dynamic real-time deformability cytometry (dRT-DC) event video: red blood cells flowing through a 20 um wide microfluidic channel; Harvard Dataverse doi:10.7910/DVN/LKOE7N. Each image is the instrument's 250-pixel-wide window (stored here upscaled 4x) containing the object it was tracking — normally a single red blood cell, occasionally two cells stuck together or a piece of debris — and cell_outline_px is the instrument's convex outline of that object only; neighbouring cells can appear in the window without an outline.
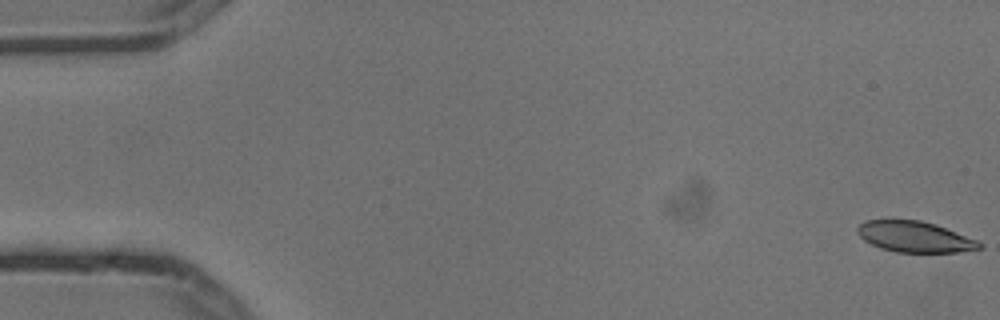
{"species": "common noctule bat (a hibernating species)", "species_latin": "Nyctalus noctula", "temperature_condition": "cold", "stored_images_in_passage": 4, "camera_frame_rate_fps": 3000, "um_per_image_px": 0.085, "animal": {"sex": "male", "body_mass_g": 13.3}, "frame": {"image": 1, "passage_image": 1, "time_ms": 0.0, "image_size_px": [1000, 320], "cell_outline_px": [[984, 248], [960, 252], [896, 252], [880, 248], [864, 240], [856, 232], [856, 228], [864, 220], [920, 220], [936, 224], [976, 240], [984, 244]], "centroid_in_image_um": [77.76, 20.13], "position_along_channel_um": 7.2, "area_um2": 21.96}}